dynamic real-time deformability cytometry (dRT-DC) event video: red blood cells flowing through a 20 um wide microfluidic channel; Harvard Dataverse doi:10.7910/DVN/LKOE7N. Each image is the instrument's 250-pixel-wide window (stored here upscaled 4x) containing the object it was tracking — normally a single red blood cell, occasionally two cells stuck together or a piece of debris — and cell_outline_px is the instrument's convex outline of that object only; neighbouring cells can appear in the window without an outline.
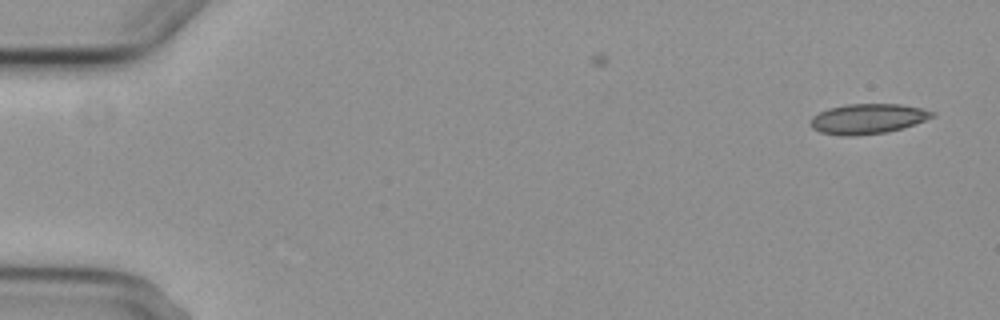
{"species": "common noctule bat (a hibernating species)", "species_latin": "Nyctalus noctula", "temperature_condition": "cold", "stored_images_in_passage": 5, "segment_of_instrument_passage": [2, 2], "camera_frame_rate_fps": 3000, "um_per_image_px": 0.085, "animal": {"sex": "female", "body_mass_g": 29.2, "forearm_length_mm": 56.3}, "frame": {"image": 1, "passage_image": 5, "time_ms": 4.667, "image_size_px": [1000, 320], "cell_outline_px": [[936, 116], [888, 132], [852, 136], [844, 136], [820, 132], [812, 128], [808, 124], [808, 120], [812, 116], [828, 108], [848, 104], [900, 104], [920, 108], [936, 112]], "centroid_in_image_um": [73.71, 10.09], "position_along_channel_um": 11.3, "area_um2": 21.33}}